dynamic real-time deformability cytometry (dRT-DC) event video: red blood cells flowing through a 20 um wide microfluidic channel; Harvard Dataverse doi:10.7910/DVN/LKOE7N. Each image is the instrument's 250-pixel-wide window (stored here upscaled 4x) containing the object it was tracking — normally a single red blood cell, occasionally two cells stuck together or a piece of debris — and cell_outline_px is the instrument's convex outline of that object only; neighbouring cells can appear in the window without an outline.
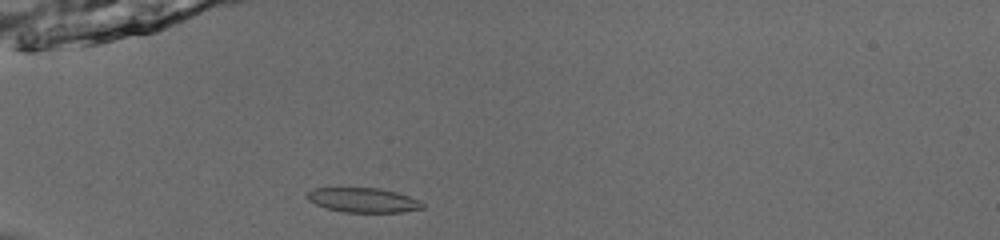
{"species": "common noctule bat (a hibernating species)", "species_latin": "Nyctalus noctula", "temperature_condition": "room temperature", "stored_images_in_passage": 36, "camera_frame_rate_fps": 3000, "um_per_image_px": 0.085, "animal": {"sex": "male", "body_mass_g": 13.0, "forearm_length_mm": 53.1}, "frame": {"image": 1, "passage_image": 1, "time_ms": 0.0, "image_size_px": [1000, 240], "cell_outline_px": [[424, 208], [400, 212], [344, 212], [328, 208], [316, 204], [308, 200], [304, 196], [312, 188], [380, 188], [396, 192], [420, 200], [424, 204]], "centroid_in_image_um": [30.86, 17.0], "position_along_channel_um": 54.1, "area_um2": 16.47}}
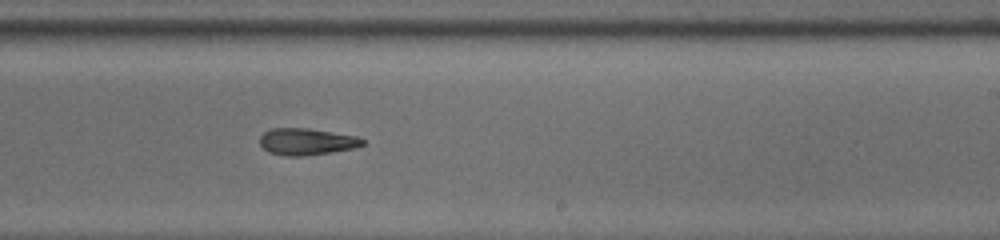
{"frame": {"image": 2, "passage_image": 18, "time_ms": 5.667, "image_size_px": [1000, 240], "cell_outline_px": [[364, 144], [352, 148], [332, 152], [304, 156], [288, 156], [268, 152], [260, 144], [260, 136], [264, 132], [272, 128], [308, 128], [356, 136], [364, 140]], "centroid_in_image_um": [26.03, 12.04], "position_along_channel_um": 263.0, "area_um2": 15.9}}
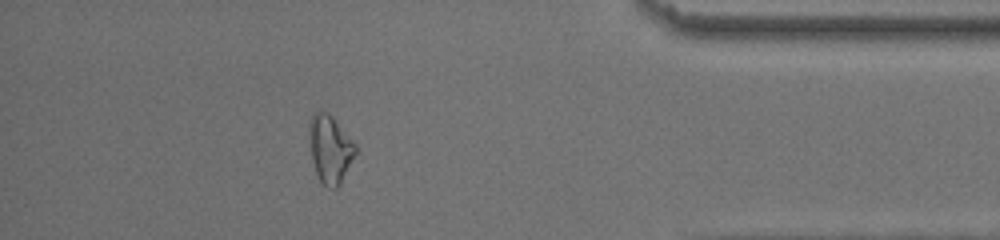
{"frame": {"image": 3, "passage_image": 31, "time_ms": 10.0, "image_size_px": [1000, 240], "cell_outline_px": [[356, 152], [340, 184], [336, 188], [328, 188], [320, 180], [316, 172], [312, 160], [308, 136], [308, 124], [312, 112], [328, 112], [332, 116], [356, 144]], "centroid_in_image_um": [28.03, 12.63], "position_along_channel_um": 407.2, "area_um2": 18.26}, "authors_computed_cell_mechanics": {"area_um2": 16.5886, "velocity_mm_per_s": 3.9523, "shape_relaxation_time_tau1_ms": 4.8864, "shape_relaxation_time_tau2_ms": 3.9158, "deformation_change_tau1": 0.1383, "deformation_change_tau2": 0.1147}}